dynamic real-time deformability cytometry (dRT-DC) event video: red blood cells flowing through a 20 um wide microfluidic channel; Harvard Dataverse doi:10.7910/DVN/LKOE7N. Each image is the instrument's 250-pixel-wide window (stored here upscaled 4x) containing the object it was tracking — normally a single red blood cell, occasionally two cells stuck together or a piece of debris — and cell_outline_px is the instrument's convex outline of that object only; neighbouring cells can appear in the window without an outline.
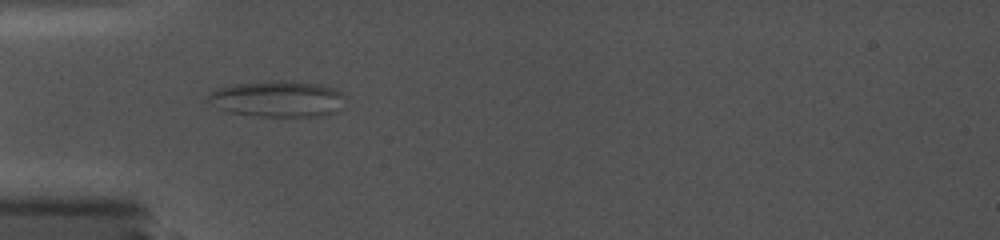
{"species": "common noctule bat (a hibernating species)", "species_latin": "Nyctalus noctula", "temperature_condition": "cold", "stored_images_in_passage": 28, "camera_frame_rate_fps": 5000, "um_per_image_px": 0.085, "animal": {"sex": "female", "body_mass_g": 19.0, "forearm_length_mm": 56.7}, "frame": {"image": 1, "passage_image": 2, "time_ms": 0.8, "image_size_px": [1000, 240], "cell_outline_px": [[344, 96], [332, 112], [320, 116], [256, 116], [228, 112], [212, 104], [208, 100], [208, 92], [216, 88], [232, 84], [280, 80], [292, 80], [320, 84], [332, 88], [340, 92]], "centroid_in_image_um": [23.5, 8.38], "position_along_channel_um": 61.5, "area_um2": 28.55}}
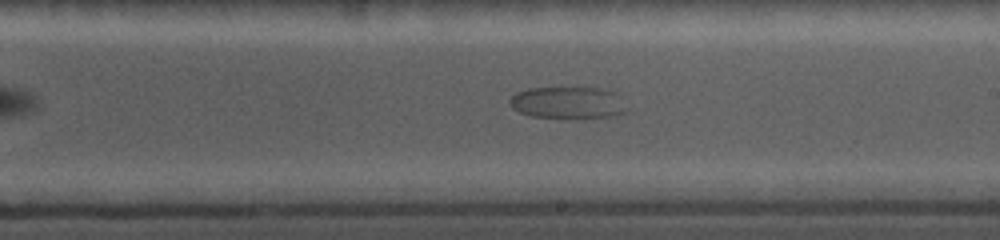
{"frame": {"image": 2, "passage_image": 17, "time_ms": 6.4, "image_size_px": [1000, 240], "cell_outline_px": [[628, 112], [616, 116], [584, 120], [532, 116], [520, 112], [512, 108], [508, 104], [508, 100], [516, 92], [528, 88], [600, 88], [616, 92], [620, 96], [628, 108]], "centroid_in_image_um": [48.33, 8.76], "position_along_channel_um": 240.7, "area_um2": 22.66}}
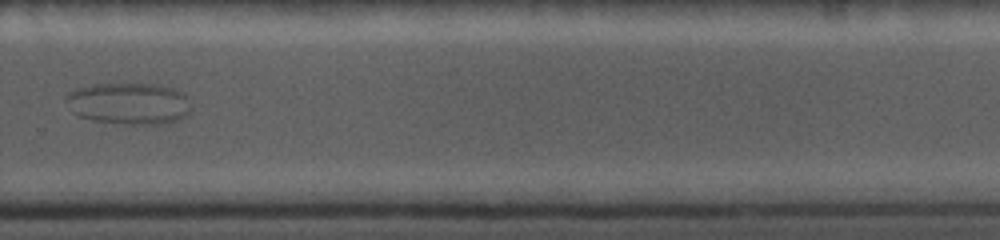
{"frame": {"image": 3, "passage_image": 22, "time_ms": 8.8, "image_size_px": [1000, 240], "cell_outline_px": [[188, 112], [180, 120], [160, 124], [124, 124], [92, 120], [80, 116], [72, 112], [64, 100], [64, 96], [76, 88], [92, 84], [160, 84], [184, 92], [188, 96]], "centroid_in_image_um": [10.93, 8.79], "position_along_channel_um": 318.9, "area_um2": 30.58}}